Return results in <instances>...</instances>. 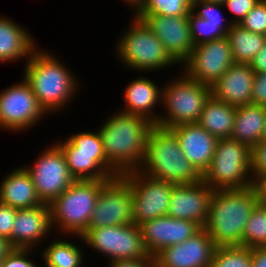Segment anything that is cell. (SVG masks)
Wrapping results in <instances>:
<instances>
[{"instance_id":"cell-20","label":"cell","mask_w":266,"mask_h":267,"mask_svg":"<svg viewBox=\"0 0 266 267\" xmlns=\"http://www.w3.org/2000/svg\"><path fill=\"white\" fill-rule=\"evenodd\" d=\"M139 227L144 245L152 257L165 247L184 242L201 229L194 221L168 215L144 221Z\"/></svg>"},{"instance_id":"cell-36","label":"cell","mask_w":266,"mask_h":267,"mask_svg":"<svg viewBox=\"0 0 266 267\" xmlns=\"http://www.w3.org/2000/svg\"><path fill=\"white\" fill-rule=\"evenodd\" d=\"M251 175L254 185L266 180V141L262 140L251 147Z\"/></svg>"},{"instance_id":"cell-6","label":"cell","mask_w":266,"mask_h":267,"mask_svg":"<svg viewBox=\"0 0 266 267\" xmlns=\"http://www.w3.org/2000/svg\"><path fill=\"white\" fill-rule=\"evenodd\" d=\"M107 182L75 180L49 204L51 225L57 236H81L88 229L98 194Z\"/></svg>"},{"instance_id":"cell-3","label":"cell","mask_w":266,"mask_h":267,"mask_svg":"<svg viewBox=\"0 0 266 267\" xmlns=\"http://www.w3.org/2000/svg\"><path fill=\"white\" fill-rule=\"evenodd\" d=\"M259 202L260 193L256 185L214 190L203 228L217 247L241 246L245 225Z\"/></svg>"},{"instance_id":"cell-8","label":"cell","mask_w":266,"mask_h":267,"mask_svg":"<svg viewBox=\"0 0 266 267\" xmlns=\"http://www.w3.org/2000/svg\"><path fill=\"white\" fill-rule=\"evenodd\" d=\"M54 142L64 154L75 180H104L121 176L106 160L102 138L97 130L72 133Z\"/></svg>"},{"instance_id":"cell-34","label":"cell","mask_w":266,"mask_h":267,"mask_svg":"<svg viewBox=\"0 0 266 267\" xmlns=\"http://www.w3.org/2000/svg\"><path fill=\"white\" fill-rule=\"evenodd\" d=\"M188 22L195 46L226 37V34L218 26H211L206 19L199 18L192 11L188 15Z\"/></svg>"},{"instance_id":"cell-24","label":"cell","mask_w":266,"mask_h":267,"mask_svg":"<svg viewBox=\"0 0 266 267\" xmlns=\"http://www.w3.org/2000/svg\"><path fill=\"white\" fill-rule=\"evenodd\" d=\"M38 41L30 32L12 20V18L0 15V63H11L25 60L26 63L31 54L39 47Z\"/></svg>"},{"instance_id":"cell-7","label":"cell","mask_w":266,"mask_h":267,"mask_svg":"<svg viewBox=\"0 0 266 267\" xmlns=\"http://www.w3.org/2000/svg\"><path fill=\"white\" fill-rule=\"evenodd\" d=\"M177 74L162 84L161 109L164 113L160 114L156 124L169 129L181 124L198 123L211 96V86L187 77L182 71Z\"/></svg>"},{"instance_id":"cell-43","label":"cell","mask_w":266,"mask_h":267,"mask_svg":"<svg viewBox=\"0 0 266 267\" xmlns=\"http://www.w3.org/2000/svg\"><path fill=\"white\" fill-rule=\"evenodd\" d=\"M252 267H266V247L252 248Z\"/></svg>"},{"instance_id":"cell-11","label":"cell","mask_w":266,"mask_h":267,"mask_svg":"<svg viewBox=\"0 0 266 267\" xmlns=\"http://www.w3.org/2000/svg\"><path fill=\"white\" fill-rule=\"evenodd\" d=\"M39 105L31 86L22 77L19 83L11 84L0 91V129L18 133L36 127L47 117Z\"/></svg>"},{"instance_id":"cell-25","label":"cell","mask_w":266,"mask_h":267,"mask_svg":"<svg viewBox=\"0 0 266 267\" xmlns=\"http://www.w3.org/2000/svg\"><path fill=\"white\" fill-rule=\"evenodd\" d=\"M0 183V202L17 209L44 204L38 197L31 176L22 166L10 170Z\"/></svg>"},{"instance_id":"cell-18","label":"cell","mask_w":266,"mask_h":267,"mask_svg":"<svg viewBox=\"0 0 266 267\" xmlns=\"http://www.w3.org/2000/svg\"><path fill=\"white\" fill-rule=\"evenodd\" d=\"M214 192L203 180L192 184L174 185L167 215L196 222L203 228L207 222L211 196Z\"/></svg>"},{"instance_id":"cell-42","label":"cell","mask_w":266,"mask_h":267,"mask_svg":"<svg viewBox=\"0 0 266 267\" xmlns=\"http://www.w3.org/2000/svg\"><path fill=\"white\" fill-rule=\"evenodd\" d=\"M249 64L255 73H266V42Z\"/></svg>"},{"instance_id":"cell-28","label":"cell","mask_w":266,"mask_h":267,"mask_svg":"<svg viewBox=\"0 0 266 267\" xmlns=\"http://www.w3.org/2000/svg\"><path fill=\"white\" fill-rule=\"evenodd\" d=\"M70 236L62 237L61 239L57 238L49 241L43 250L40 251V256L42 257L44 267H84V252L81 244L78 247V244L70 242ZM69 240V241H68ZM84 264V265H83Z\"/></svg>"},{"instance_id":"cell-31","label":"cell","mask_w":266,"mask_h":267,"mask_svg":"<svg viewBox=\"0 0 266 267\" xmlns=\"http://www.w3.org/2000/svg\"><path fill=\"white\" fill-rule=\"evenodd\" d=\"M192 3L189 0H143L134 15H189Z\"/></svg>"},{"instance_id":"cell-21","label":"cell","mask_w":266,"mask_h":267,"mask_svg":"<svg viewBox=\"0 0 266 267\" xmlns=\"http://www.w3.org/2000/svg\"><path fill=\"white\" fill-rule=\"evenodd\" d=\"M255 71L248 63H233L228 70L211 85V95L229 105L238 107L252 104V88Z\"/></svg>"},{"instance_id":"cell-41","label":"cell","mask_w":266,"mask_h":267,"mask_svg":"<svg viewBox=\"0 0 266 267\" xmlns=\"http://www.w3.org/2000/svg\"><path fill=\"white\" fill-rule=\"evenodd\" d=\"M107 267H157L154 257L127 259L108 262Z\"/></svg>"},{"instance_id":"cell-39","label":"cell","mask_w":266,"mask_h":267,"mask_svg":"<svg viewBox=\"0 0 266 267\" xmlns=\"http://www.w3.org/2000/svg\"><path fill=\"white\" fill-rule=\"evenodd\" d=\"M17 208L0 202V236L7 239L11 246V232L16 218Z\"/></svg>"},{"instance_id":"cell-22","label":"cell","mask_w":266,"mask_h":267,"mask_svg":"<svg viewBox=\"0 0 266 267\" xmlns=\"http://www.w3.org/2000/svg\"><path fill=\"white\" fill-rule=\"evenodd\" d=\"M177 136L186 159L203 175L210 166L218 139L198 123L170 128Z\"/></svg>"},{"instance_id":"cell-47","label":"cell","mask_w":266,"mask_h":267,"mask_svg":"<svg viewBox=\"0 0 266 267\" xmlns=\"http://www.w3.org/2000/svg\"><path fill=\"white\" fill-rule=\"evenodd\" d=\"M204 1L223 3L225 0H204Z\"/></svg>"},{"instance_id":"cell-38","label":"cell","mask_w":266,"mask_h":267,"mask_svg":"<svg viewBox=\"0 0 266 267\" xmlns=\"http://www.w3.org/2000/svg\"><path fill=\"white\" fill-rule=\"evenodd\" d=\"M260 0H225L223 6L227 12L232 14L229 21L233 24H238L246 14L259 2Z\"/></svg>"},{"instance_id":"cell-32","label":"cell","mask_w":266,"mask_h":267,"mask_svg":"<svg viewBox=\"0 0 266 267\" xmlns=\"http://www.w3.org/2000/svg\"><path fill=\"white\" fill-rule=\"evenodd\" d=\"M210 267H252V249L244 246H219Z\"/></svg>"},{"instance_id":"cell-13","label":"cell","mask_w":266,"mask_h":267,"mask_svg":"<svg viewBox=\"0 0 266 267\" xmlns=\"http://www.w3.org/2000/svg\"><path fill=\"white\" fill-rule=\"evenodd\" d=\"M131 186L133 224L167 215L173 186L167 181L149 178L138 170L121 175Z\"/></svg>"},{"instance_id":"cell-35","label":"cell","mask_w":266,"mask_h":267,"mask_svg":"<svg viewBox=\"0 0 266 267\" xmlns=\"http://www.w3.org/2000/svg\"><path fill=\"white\" fill-rule=\"evenodd\" d=\"M243 29L254 33H266V1L260 0L238 23Z\"/></svg>"},{"instance_id":"cell-46","label":"cell","mask_w":266,"mask_h":267,"mask_svg":"<svg viewBox=\"0 0 266 267\" xmlns=\"http://www.w3.org/2000/svg\"><path fill=\"white\" fill-rule=\"evenodd\" d=\"M125 3V5L127 4L128 7H131L133 13L136 11V9L140 6V4L142 3L143 0H121Z\"/></svg>"},{"instance_id":"cell-4","label":"cell","mask_w":266,"mask_h":267,"mask_svg":"<svg viewBox=\"0 0 266 267\" xmlns=\"http://www.w3.org/2000/svg\"><path fill=\"white\" fill-rule=\"evenodd\" d=\"M138 171L175 185L202 180V175L184 156L176 134L159 125H154L149 132L145 158Z\"/></svg>"},{"instance_id":"cell-10","label":"cell","mask_w":266,"mask_h":267,"mask_svg":"<svg viewBox=\"0 0 266 267\" xmlns=\"http://www.w3.org/2000/svg\"><path fill=\"white\" fill-rule=\"evenodd\" d=\"M72 238H78L90 251L93 249L108 258V262L152 257L144 245L140 227L133 223L87 229Z\"/></svg>"},{"instance_id":"cell-17","label":"cell","mask_w":266,"mask_h":267,"mask_svg":"<svg viewBox=\"0 0 266 267\" xmlns=\"http://www.w3.org/2000/svg\"><path fill=\"white\" fill-rule=\"evenodd\" d=\"M217 246L201 228L182 243L165 247L154 258L157 267H210Z\"/></svg>"},{"instance_id":"cell-15","label":"cell","mask_w":266,"mask_h":267,"mask_svg":"<svg viewBox=\"0 0 266 267\" xmlns=\"http://www.w3.org/2000/svg\"><path fill=\"white\" fill-rule=\"evenodd\" d=\"M133 223V196L130 184L118 176L100 190L88 229Z\"/></svg>"},{"instance_id":"cell-29","label":"cell","mask_w":266,"mask_h":267,"mask_svg":"<svg viewBox=\"0 0 266 267\" xmlns=\"http://www.w3.org/2000/svg\"><path fill=\"white\" fill-rule=\"evenodd\" d=\"M226 37L235 63H250L266 42L264 34L250 32L233 24Z\"/></svg>"},{"instance_id":"cell-45","label":"cell","mask_w":266,"mask_h":267,"mask_svg":"<svg viewBox=\"0 0 266 267\" xmlns=\"http://www.w3.org/2000/svg\"><path fill=\"white\" fill-rule=\"evenodd\" d=\"M257 187L260 193V201L266 205V180L262 181Z\"/></svg>"},{"instance_id":"cell-19","label":"cell","mask_w":266,"mask_h":267,"mask_svg":"<svg viewBox=\"0 0 266 267\" xmlns=\"http://www.w3.org/2000/svg\"><path fill=\"white\" fill-rule=\"evenodd\" d=\"M53 232L49 204L17 209L11 232V247L34 249L49 239ZM37 246V247H36Z\"/></svg>"},{"instance_id":"cell-1","label":"cell","mask_w":266,"mask_h":267,"mask_svg":"<svg viewBox=\"0 0 266 267\" xmlns=\"http://www.w3.org/2000/svg\"><path fill=\"white\" fill-rule=\"evenodd\" d=\"M98 129L108 163L120 174L138 170L155 124L140 115L113 111Z\"/></svg>"},{"instance_id":"cell-9","label":"cell","mask_w":266,"mask_h":267,"mask_svg":"<svg viewBox=\"0 0 266 267\" xmlns=\"http://www.w3.org/2000/svg\"><path fill=\"white\" fill-rule=\"evenodd\" d=\"M202 180L214 190L253 186L251 147L230 138L218 139L212 161Z\"/></svg>"},{"instance_id":"cell-40","label":"cell","mask_w":266,"mask_h":267,"mask_svg":"<svg viewBox=\"0 0 266 267\" xmlns=\"http://www.w3.org/2000/svg\"><path fill=\"white\" fill-rule=\"evenodd\" d=\"M252 104L266 107V73H256L252 88Z\"/></svg>"},{"instance_id":"cell-23","label":"cell","mask_w":266,"mask_h":267,"mask_svg":"<svg viewBox=\"0 0 266 267\" xmlns=\"http://www.w3.org/2000/svg\"><path fill=\"white\" fill-rule=\"evenodd\" d=\"M162 88L149 77H137L126 84L123 93L124 105L120 111L140 115L147 118L153 124H157L161 111H156V107L162 106ZM160 105V106H158ZM158 112V113H157ZM160 113V114H159Z\"/></svg>"},{"instance_id":"cell-12","label":"cell","mask_w":266,"mask_h":267,"mask_svg":"<svg viewBox=\"0 0 266 267\" xmlns=\"http://www.w3.org/2000/svg\"><path fill=\"white\" fill-rule=\"evenodd\" d=\"M48 145L49 147L39 152L33 163L23 167L30 174L38 197L43 203L50 204L69 188L75 179L61 149L55 143Z\"/></svg>"},{"instance_id":"cell-30","label":"cell","mask_w":266,"mask_h":267,"mask_svg":"<svg viewBox=\"0 0 266 267\" xmlns=\"http://www.w3.org/2000/svg\"><path fill=\"white\" fill-rule=\"evenodd\" d=\"M241 246L266 247V205L261 201L253 209L242 235Z\"/></svg>"},{"instance_id":"cell-5","label":"cell","mask_w":266,"mask_h":267,"mask_svg":"<svg viewBox=\"0 0 266 267\" xmlns=\"http://www.w3.org/2000/svg\"><path fill=\"white\" fill-rule=\"evenodd\" d=\"M128 23L127 30L121 31L118 36L115 55L116 59L126 69L146 72H159L160 70L171 69V66L179 65L170 54L164 49L161 41L156 37L146 23L137 18L134 14ZM159 70V71H158Z\"/></svg>"},{"instance_id":"cell-33","label":"cell","mask_w":266,"mask_h":267,"mask_svg":"<svg viewBox=\"0 0 266 267\" xmlns=\"http://www.w3.org/2000/svg\"><path fill=\"white\" fill-rule=\"evenodd\" d=\"M221 9L224 10L223 3L196 0L192 2L191 11L199 18L206 19L211 26H218L227 35L233 23L224 18L225 14Z\"/></svg>"},{"instance_id":"cell-44","label":"cell","mask_w":266,"mask_h":267,"mask_svg":"<svg viewBox=\"0 0 266 267\" xmlns=\"http://www.w3.org/2000/svg\"><path fill=\"white\" fill-rule=\"evenodd\" d=\"M11 249L12 247L10 246L9 241L0 236V262Z\"/></svg>"},{"instance_id":"cell-26","label":"cell","mask_w":266,"mask_h":267,"mask_svg":"<svg viewBox=\"0 0 266 267\" xmlns=\"http://www.w3.org/2000/svg\"><path fill=\"white\" fill-rule=\"evenodd\" d=\"M266 122V107L247 104L236 107L232 140L243 142L250 147L262 141Z\"/></svg>"},{"instance_id":"cell-27","label":"cell","mask_w":266,"mask_h":267,"mask_svg":"<svg viewBox=\"0 0 266 267\" xmlns=\"http://www.w3.org/2000/svg\"><path fill=\"white\" fill-rule=\"evenodd\" d=\"M236 107L222 102L212 95L205 103L198 124L217 139L231 138Z\"/></svg>"},{"instance_id":"cell-48","label":"cell","mask_w":266,"mask_h":267,"mask_svg":"<svg viewBox=\"0 0 266 267\" xmlns=\"http://www.w3.org/2000/svg\"><path fill=\"white\" fill-rule=\"evenodd\" d=\"M262 140L266 141V122H265V128H264V133H263V136H262Z\"/></svg>"},{"instance_id":"cell-37","label":"cell","mask_w":266,"mask_h":267,"mask_svg":"<svg viewBox=\"0 0 266 267\" xmlns=\"http://www.w3.org/2000/svg\"><path fill=\"white\" fill-rule=\"evenodd\" d=\"M33 250L34 249L12 248L2 259V267H39L35 259H30L34 254Z\"/></svg>"},{"instance_id":"cell-16","label":"cell","mask_w":266,"mask_h":267,"mask_svg":"<svg viewBox=\"0 0 266 267\" xmlns=\"http://www.w3.org/2000/svg\"><path fill=\"white\" fill-rule=\"evenodd\" d=\"M143 20L163 44L164 49L180 65L189 57L195 45L191 38L188 15H135Z\"/></svg>"},{"instance_id":"cell-2","label":"cell","mask_w":266,"mask_h":267,"mask_svg":"<svg viewBox=\"0 0 266 267\" xmlns=\"http://www.w3.org/2000/svg\"><path fill=\"white\" fill-rule=\"evenodd\" d=\"M48 51L39 46L24 64L22 71L39 105L50 115L68 108L82 87L67 63Z\"/></svg>"},{"instance_id":"cell-14","label":"cell","mask_w":266,"mask_h":267,"mask_svg":"<svg viewBox=\"0 0 266 267\" xmlns=\"http://www.w3.org/2000/svg\"><path fill=\"white\" fill-rule=\"evenodd\" d=\"M233 63L230 43L224 37L195 46L180 69L187 77L211 86Z\"/></svg>"}]
</instances>
